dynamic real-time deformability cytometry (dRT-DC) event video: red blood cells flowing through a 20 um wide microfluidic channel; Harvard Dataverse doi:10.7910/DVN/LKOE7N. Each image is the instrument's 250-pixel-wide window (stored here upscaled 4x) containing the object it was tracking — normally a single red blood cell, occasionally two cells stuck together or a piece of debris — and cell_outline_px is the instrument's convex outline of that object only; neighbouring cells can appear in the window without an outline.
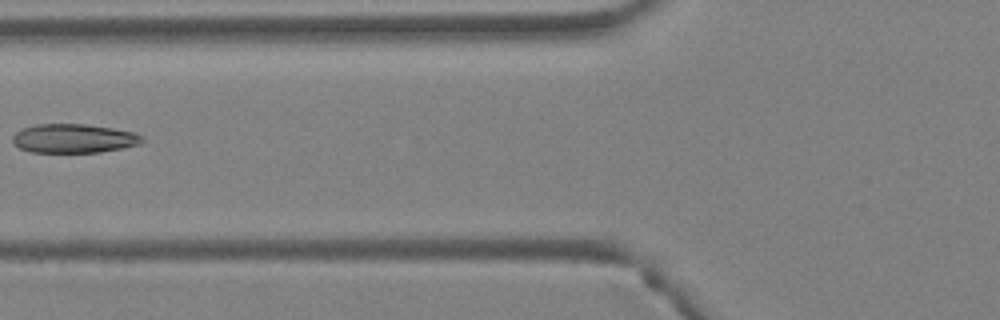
{"species": "Egyptian fruit bat (a non-hibernating species)", "species_latin": "Rousettus aegyptiacus", "temperature_condition": "warm", "stored_images_in_passage": 4, "camera_frame_rate_fps": 3000, "um_per_image_px": 0.085, "animal": {"sex": "female"}, "frame": {"image": 1, "passage_image": 4, "time_ms": 1.0, "image_size_px": [1000, 320], "cell_outline_px": [[144, 140], [140, 144], [100, 152], [32, 152], [20, 148], [12, 144], [12, 136], [20, 128], [36, 124], [84, 124], [112, 128], [136, 132], [144, 136]], "centroid_in_image_um": [6.25, 11.76], "position_along_channel_um": 119.5, "area_um2": 22.02}}